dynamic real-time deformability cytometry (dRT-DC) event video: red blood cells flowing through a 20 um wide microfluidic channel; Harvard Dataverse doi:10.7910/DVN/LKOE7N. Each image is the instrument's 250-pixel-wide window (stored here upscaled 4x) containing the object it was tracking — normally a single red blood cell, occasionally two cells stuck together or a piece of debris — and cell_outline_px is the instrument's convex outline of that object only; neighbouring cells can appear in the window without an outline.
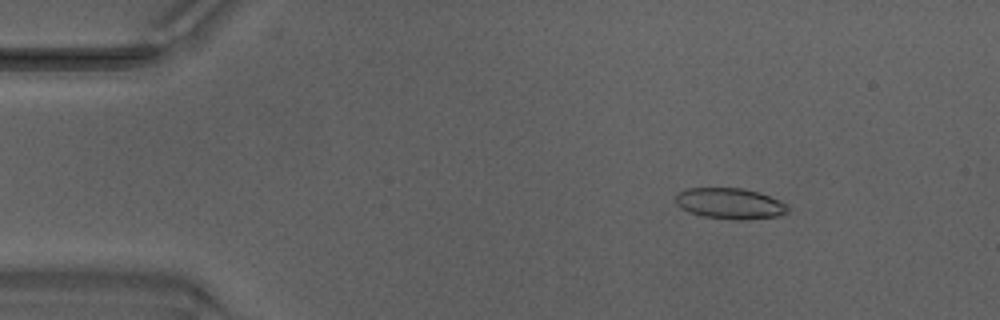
{"species": "Egyptian fruit bat (a non-hibernating species)", "species_latin": "Rousettus aegyptiacus", "temperature_condition": "warm", "stored_images_in_passage": 43, "camera_frame_rate_fps": 3000, "um_per_image_px": 0.085, "animal": {"sex": "male"}, "frame": {"image": 1, "passage_image": 1, "time_ms": 0.0, "image_size_px": [1000, 320], "cell_outline_px": [[792, 208], [788, 212], [780, 216], [744, 220], [740, 220], [704, 216], [688, 212], [680, 208], [676, 204], [676, 192], [684, 188], [744, 188], [768, 196], [788, 204]], "centroid_in_image_um": [62.05, 17.3], "position_along_channel_um": 23.0, "area_um2": 20.4}}
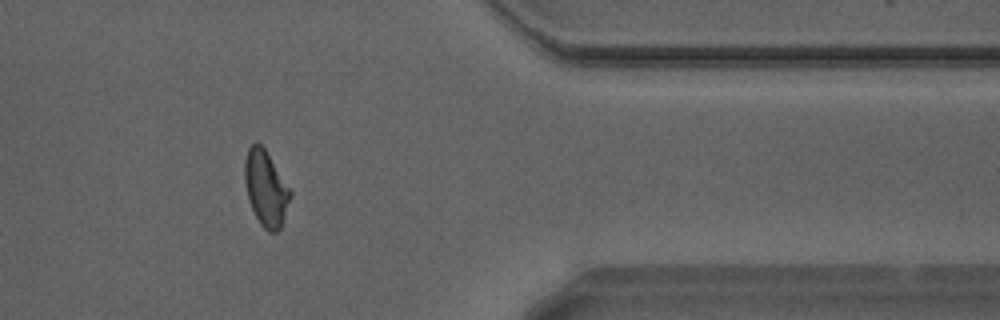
{"frame": {"image": 2, "passage_image": 34, "time_ms": 11.0, "image_size_px": [1000, 320], "cell_outline_px": [[292, 196], [280, 228], [276, 232], [268, 232], [260, 224], [248, 200], [244, 180], [244, 160], [248, 148], [252, 144], [260, 144], [264, 148], [292, 192]], "centroid_in_image_um": [22.58, 16.03], "position_along_channel_um": 388.8, "area_um2": 19.88}}
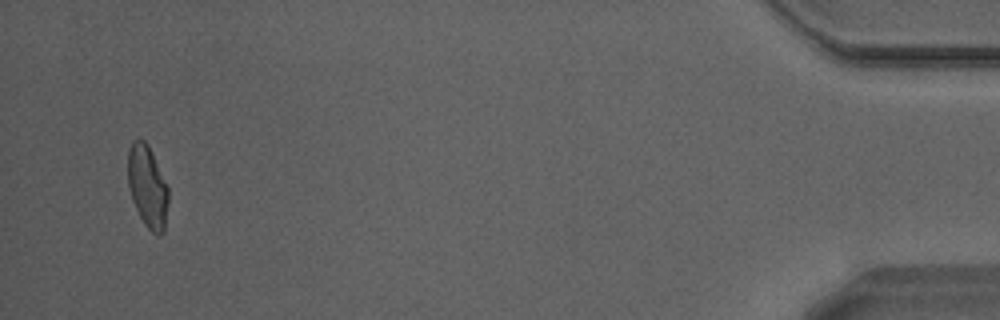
{"frame": {"image": 3, "passage_image": 41, "time_ms": 13.333, "image_size_px": [1000, 320], "cell_outline_px": [[168, 200], [164, 232], [160, 236], [156, 236], [144, 224], [132, 200], [128, 188], [128, 148], [132, 140], [144, 140], [148, 144], [168, 188]], "centroid_in_image_um": [12.52, 15.87], "position_along_channel_um": 422.7, "area_um2": 19.36}, "authors_computed_cell_mechanics": {"area_um2": 19.941, "velocity_mm_per_s": 4.2334, "shape_relaxation_time_tau1_ms": 7.0694, "shape_relaxation_time_tau2_ms": 1.4971, "deformation_change_tau1": 0.208, "deformation_change_tau2": 0.0827}}